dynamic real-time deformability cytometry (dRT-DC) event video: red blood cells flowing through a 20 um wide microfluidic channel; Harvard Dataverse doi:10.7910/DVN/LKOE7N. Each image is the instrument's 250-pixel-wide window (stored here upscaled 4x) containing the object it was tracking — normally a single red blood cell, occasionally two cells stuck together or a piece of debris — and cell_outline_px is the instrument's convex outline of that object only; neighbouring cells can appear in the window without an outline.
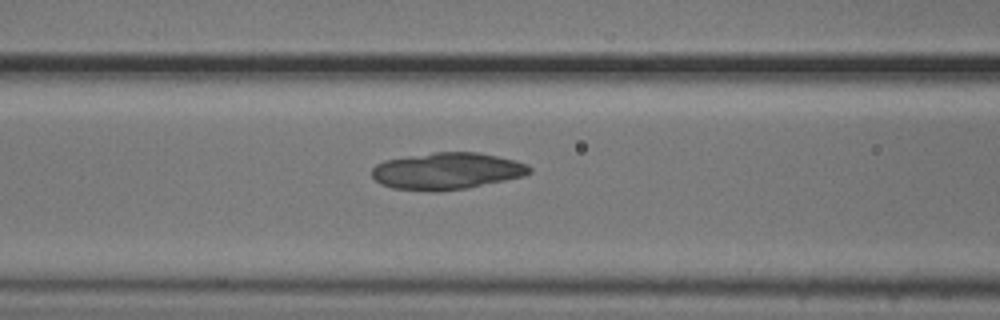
{"species": "common noctule bat (a hibernating species)", "species_latin": "Nyctalus noctula", "temperature_condition": "cold", "stored_images_in_passage": 34, "camera_frame_rate_fps": 3000, "um_per_image_px": 0.085, "animal": {"sex": "male", "body_mass_g": 20.5, "forearm_length_mm": 52.5}, "frame": {"image": 1, "passage_image": 9, "time_ms": 2.667, "image_size_px": [1000, 320], "cell_outline_px": [[532, 172], [524, 176], [468, 188], [432, 192], [392, 188], [380, 184], [372, 176], [372, 168], [376, 164], [384, 160], [408, 156], [436, 152], [476, 152], [496, 156], [528, 164], [532, 168]], "centroid_in_image_um": [37.97, 14.54], "position_along_channel_um": 128.6, "area_um2": 33.87}}
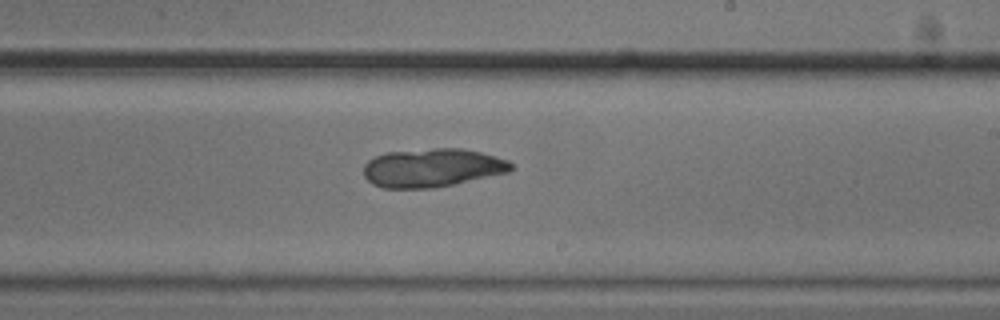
{"frame": {"image": 2, "passage_image": 19, "time_ms": 6.0, "image_size_px": [1000, 320], "cell_outline_px": [[516, 168], [508, 172], [452, 184], [432, 188], [384, 188], [372, 184], [364, 176], [364, 164], [368, 160], [384, 152], [432, 148], [460, 148], [480, 152], [508, 160]], "centroid_in_image_um": [36.72, 14.25], "position_along_channel_um": 252.3, "area_um2": 33.06}}
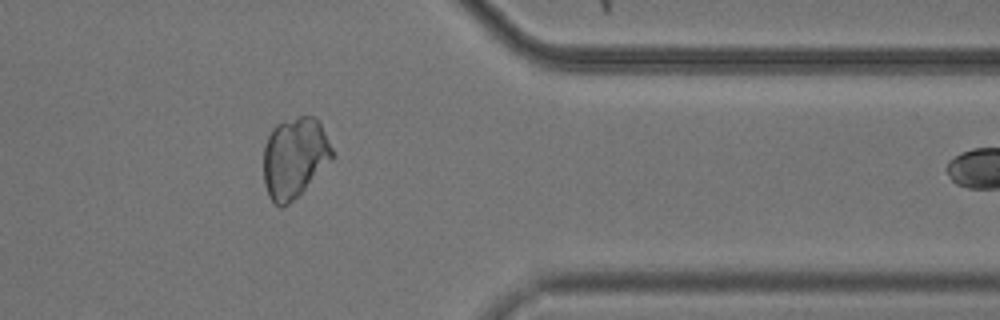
{"frame": {"image": 3, "passage_image": 31, "time_ms": 10.0, "image_size_px": [1000, 320], "cell_outline_px": [[336, 156], [300, 196], [288, 204], [280, 208], [268, 196], [264, 184], [264, 144], [272, 128], [276, 124], [300, 116], [316, 116], [320, 120]], "centroid_in_image_um": [25.07, 13.41], "position_along_channel_um": 386.3, "area_um2": 32.95}}